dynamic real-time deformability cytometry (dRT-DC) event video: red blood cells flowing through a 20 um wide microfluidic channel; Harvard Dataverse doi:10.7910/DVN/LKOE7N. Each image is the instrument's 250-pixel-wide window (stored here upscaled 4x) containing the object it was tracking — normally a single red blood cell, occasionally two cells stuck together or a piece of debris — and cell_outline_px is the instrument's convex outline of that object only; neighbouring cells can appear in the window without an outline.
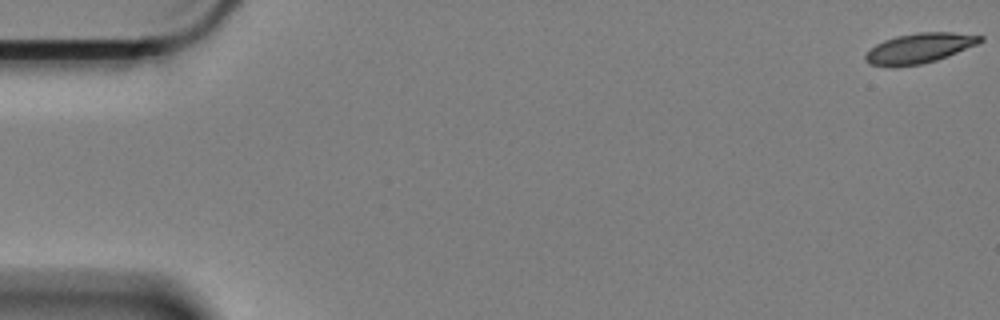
{"species": "Egyptian fruit bat (a non-hibernating species)", "species_latin": "Rousettus aegyptiacus", "temperature_condition": "cold", "stored_images_in_passage": 12, "camera_frame_rate_fps": 3000, "um_per_image_px": 0.085, "animal": {"sex": "female"}, "frame": {"image": 1, "passage_image": 1, "time_ms": 0.0, "image_size_px": [1000, 320], "cell_outline_px": [[984, 40], [976, 44], [948, 56], [936, 60], [920, 64], [868, 64], [864, 60], [864, 56], [876, 44], [884, 40], [896, 36], [920, 32], [952, 32], [984, 36]], "centroid_in_image_um": [78.19, 4.05], "position_along_channel_um": 6.8, "area_um2": 19.36}}